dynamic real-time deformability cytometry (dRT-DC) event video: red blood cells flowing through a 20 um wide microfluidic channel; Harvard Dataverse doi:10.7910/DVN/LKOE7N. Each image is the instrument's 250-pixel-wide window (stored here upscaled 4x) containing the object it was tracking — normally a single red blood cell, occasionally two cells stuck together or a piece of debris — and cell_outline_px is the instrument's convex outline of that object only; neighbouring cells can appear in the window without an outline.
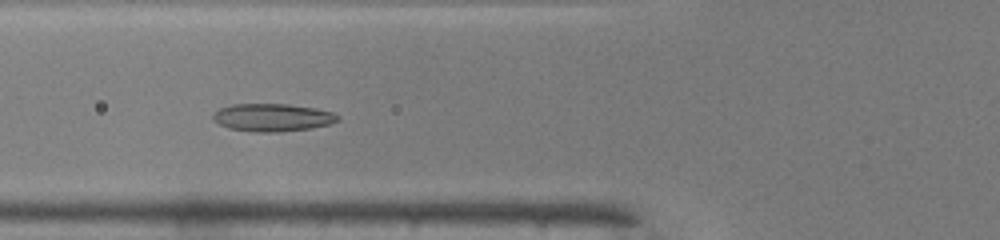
{"species": "common noctule bat (a hibernating species)", "species_latin": "Nyctalus noctula", "temperature_condition": "warm", "stored_images_in_passage": 43, "camera_frame_rate_fps": 3000, "um_per_image_px": 0.085, "animal": {"sex": "male", "body_mass_g": 19.0, "forearm_length_mm": 50.8}, "frame": {"image": 1, "passage_image": 13, "time_ms": 4.0, "image_size_px": [1000, 240], "cell_outline_px": [[340, 120], [328, 124], [312, 128], [280, 132], [252, 132], [228, 128], [212, 120], [212, 116], [220, 108], [232, 104], [288, 104], [316, 108], [332, 112], [340, 116]], "centroid_in_image_um": [23.16, 9.99], "position_along_channel_um": 102.6, "area_um2": 20.29}}
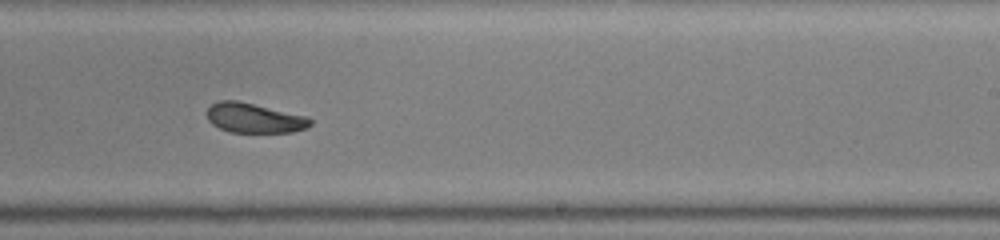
{"frame": {"image": 2, "passage_image": 25, "time_ms": 8.0, "image_size_px": [1000, 240], "cell_outline_px": [[312, 124], [304, 128], [292, 132], [228, 132], [212, 124], [208, 120], [208, 108], [212, 104], [220, 100], [236, 100], [304, 116], [312, 120]], "centroid_in_image_um": [21.57, 10.04], "position_along_channel_um": 267.4, "area_um2": 17.51}}
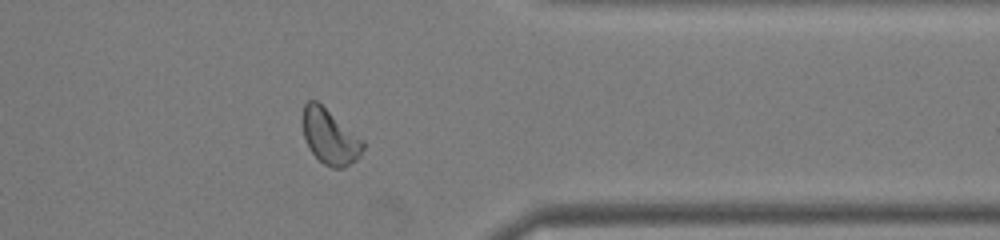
{"frame": {"image": 3, "passage_image": 34, "time_ms": 11.0, "image_size_px": [1000, 240], "cell_outline_px": [[364, 148], [360, 156], [356, 160], [344, 168], [332, 168], [324, 164], [308, 148], [304, 136], [300, 120], [300, 116], [304, 104], [308, 100], [316, 100], [364, 140]], "centroid_in_image_um": [28.01, 11.6], "position_along_channel_um": 383.4, "area_um2": 19.65}, "authors_computed_cell_mechanics": {"area_um2": 19.5942, "velocity_mm_per_s": 4.1301, "shape_relaxation_time_tau1_ms": 9.2931, "shape_relaxation_time_tau2_ms": 2.5215, "deformation_change_tau1": 0.196, "deformation_change_tau2": 0.078}}